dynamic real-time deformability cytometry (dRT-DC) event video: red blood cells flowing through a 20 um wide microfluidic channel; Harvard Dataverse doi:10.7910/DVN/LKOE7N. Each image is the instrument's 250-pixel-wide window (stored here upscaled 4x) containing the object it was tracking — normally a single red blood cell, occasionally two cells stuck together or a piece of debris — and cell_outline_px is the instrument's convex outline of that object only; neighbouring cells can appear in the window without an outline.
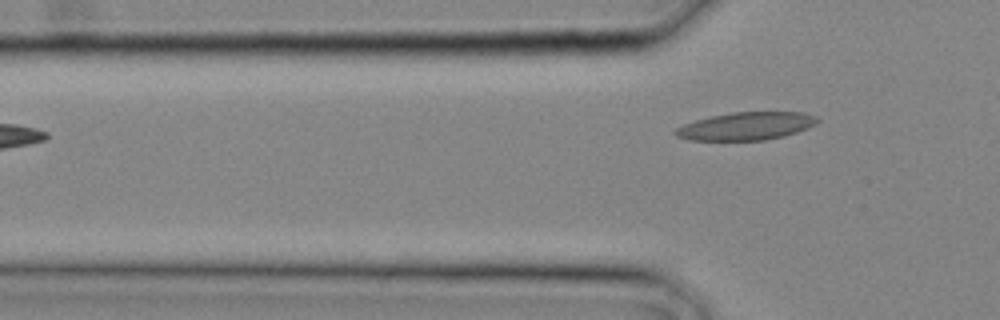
{"species": "common noctule bat (a hibernating species)", "species_latin": "Nyctalus noctula", "temperature_condition": "cold", "stored_images_in_passage": 3, "camera_frame_rate_fps": 3000, "um_per_image_px": 0.085, "animal": {"sex": "male", "body_mass_g": 20.4}, "frame": {"image": 1, "passage_image": 3, "time_ms": 0.667, "image_size_px": [1000, 320], "cell_outline_px": [[820, 120], [816, 124], [808, 128], [784, 136], [764, 140], [688, 140], [676, 136], [672, 132], [676, 128], [684, 124], [696, 120], [712, 116], [732, 112], [804, 112], [816, 116]], "centroid_in_image_um": [63.43, 10.72], "position_along_channel_um": 62.4, "area_um2": 23.06}}